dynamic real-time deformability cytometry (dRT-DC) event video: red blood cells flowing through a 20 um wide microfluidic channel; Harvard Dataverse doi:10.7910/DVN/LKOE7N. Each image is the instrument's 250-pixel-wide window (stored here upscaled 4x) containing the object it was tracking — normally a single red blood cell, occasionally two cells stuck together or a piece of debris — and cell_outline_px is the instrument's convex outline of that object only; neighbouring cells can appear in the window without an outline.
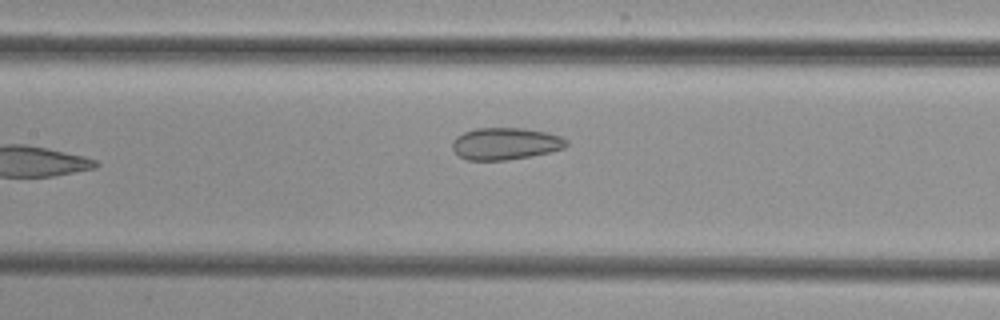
{"species": "common noctule bat (a hibernating species)", "species_latin": "Nyctalus noctula", "temperature_condition": "cold", "stored_images_in_passage": 8, "camera_frame_rate_fps": 3000, "um_per_image_px": 0.085, "animal": {"sex": "female", "body_mass_g": 29.2, "forearm_length_mm": 56.3}, "frame": {"image": 1, "passage_image": 8, "time_ms": 8.667, "image_size_px": [1000, 320], "cell_outline_px": [[568, 144], [564, 148], [532, 156], [508, 160], [468, 160], [460, 156], [452, 148], [452, 140], [456, 136], [464, 132], [476, 128], [524, 128], [548, 132], [560, 136], [568, 140]], "centroid_in_image_um": [42.97, 12.2], "position_along_channel_um": 164.4, "area_um2": 21.39}}